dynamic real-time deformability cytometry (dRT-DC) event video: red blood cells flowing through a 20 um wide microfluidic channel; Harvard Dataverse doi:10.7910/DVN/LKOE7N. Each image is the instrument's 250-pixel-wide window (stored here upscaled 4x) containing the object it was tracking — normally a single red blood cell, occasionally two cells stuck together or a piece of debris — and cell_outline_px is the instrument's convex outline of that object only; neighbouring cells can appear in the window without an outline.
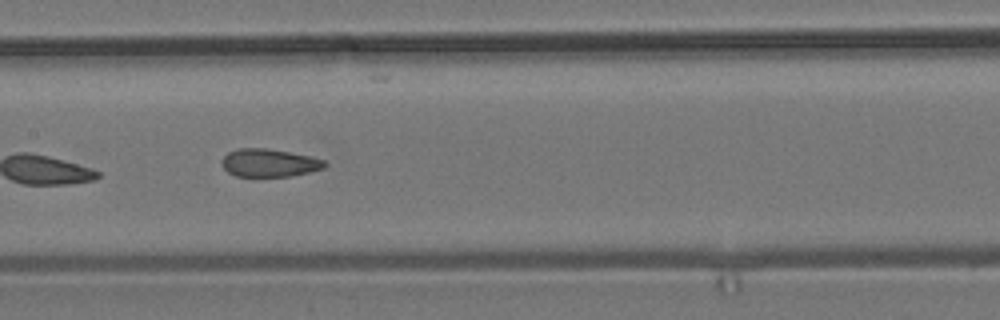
{"species": "common noctule bat (a hibernating species)", "species_latin": "Nyctalus noctula", "temperature_condition": "room temperature", "stored_images_in_passage": 9, "camera_frame_rate_fps": 3000, "um_per_image_px": 0.085, "animal": {"sex": "male", "body_mass_g": 19.2, "forearm_length_mm": 51.8}, "frame": {"image": 1, "passage_image": 6, "time_ms": 5.667, "image_size_px": [1000, 320], "cell_outline_px": [[328, 164], [324, 168], [292, 176], [236, 176], [228, 172], [220, 164], [220, 160], [228, 152], [236, 148], [268, 148], [308, 156], [324, 160]], "centroid_in_image_um": [22.84, 13.84], "position_along_channel_um": 184.6, "area_um2": 16.76}}
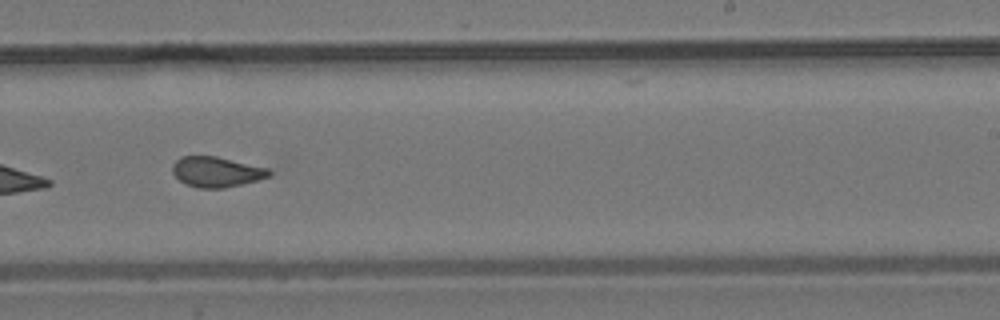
{"frame": {"image": 2, "passage_image": 8, "time_ms": 8.0, "image_size_px": [1000, 320], "cell_outline_px": [[272, 176], [224, 188], [200, 188], [188, 184], [180, 180], [172, 172], [172, 164], [180, 156], [216, 156], [272, 168]], "centroid_in_image_um": [18.45, 14.59], "position_along_channel_um": 270.6, "area_um2": 17.17}}
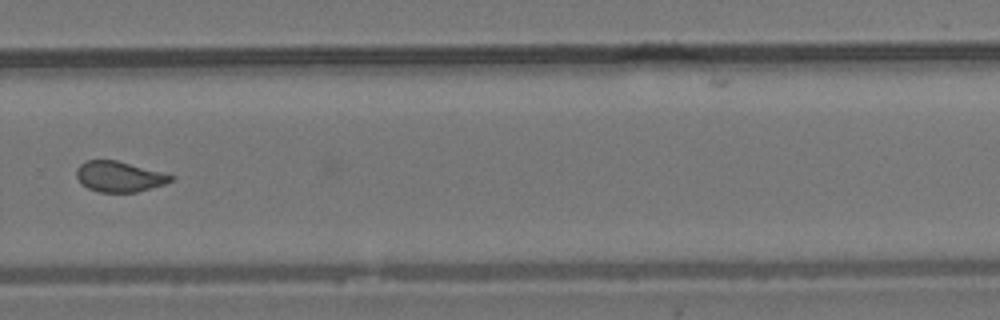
{"frame": {"image": 3, "passage_image": 9, "time_ms": 9.333, "image_size_px": [1000, 320], "cell_outline_px": [[176, 176], [172, 180], [164, 184], [136, 192], [100, 192], [88, 188], [80, 184], [76, 176], [76, 168], [84, 160], [116, 160]], "centroid_in_image_um": [10.09, 15.01], "position_along_channel_um": 319.7, "area_um2": 16.76}}